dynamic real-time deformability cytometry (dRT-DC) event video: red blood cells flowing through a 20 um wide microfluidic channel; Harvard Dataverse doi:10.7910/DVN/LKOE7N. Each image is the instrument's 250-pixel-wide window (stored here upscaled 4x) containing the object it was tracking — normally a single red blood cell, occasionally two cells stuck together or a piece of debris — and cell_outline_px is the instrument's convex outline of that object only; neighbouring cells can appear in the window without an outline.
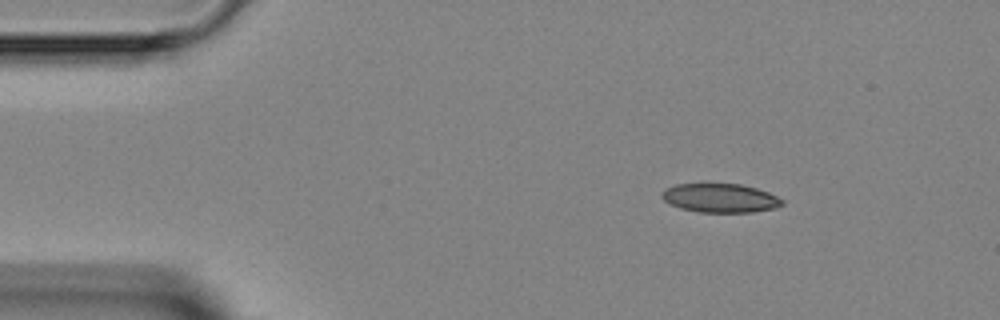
{"species": "Egyptian fruit bat (a non-hibernating species)", "species_latin": "Rousettus aegyptiacus", "temperature_condition": "room temperature", "stored_images_in_passage": 3, "camera_frame_rate_fps": 3000, "um_per_image_px": 0.085, "animal": {"sex": "female"}, "frame": {"image": 1, "passage_image": 1, "time_ms": 0.0, "image_size_px": [1000, 320], "cell_outline_px": [[784, 204], [776, 208], [752, 212], [700, 212], [680, 208], [664, 200], [660, 196], [660, 192], [676, 184], [708, 180], [740, 184], [756, 188], [768, 192], [784, 200]], "centroid_in_image_um": [61.19, 16.78], "position_along_channel_um": 23.8, "area_um2": 21.1}}
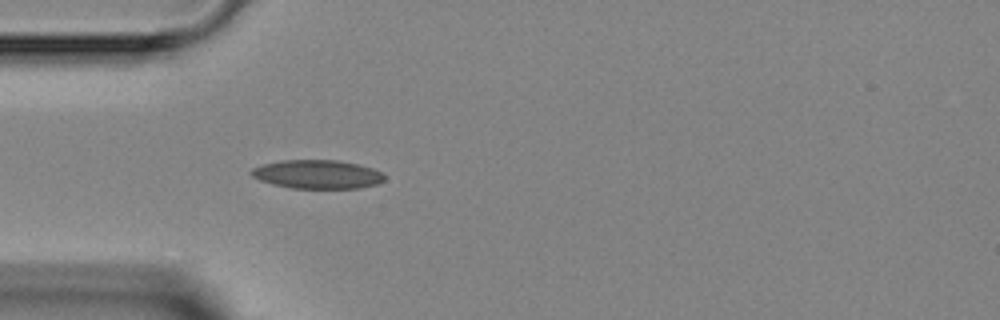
{"frame": {"image": 2, "passage_image": 3, "time_ms": 2.333, "image_size_px": [1000, 320], "cell_outline_px": [[384, 180], [380, 184], [360, 188], [292, 188], [272, 184], [260, 180], [252, 176], [248, 172], [252, 168], [264, 164], [280, 160], [336, 160], [360, 164], [384, 172]], "centroid_in_image_um": [27.0, 14.81], "position_along_channel_um": 58.0, "area_um2": 22.48}}